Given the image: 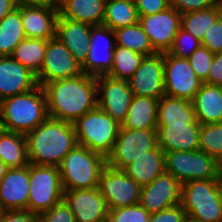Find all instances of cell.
Masks as SVG:
<instances>
[{
  "instance_id": "cell-1",
  "label": "cell",
  "mask_w": 222,
  "mask_h": 222,
  "mask_svg": "<svg viewBox=\"0 0 222 222\" xmlns=\"http://www.w3.org/2000/svg\"><path fill=\"white\" fill-rule=\"evenodd\" d=\"M42 87L50 118L74 123L97 107V79L94 76L83 73L73 78L46 83Z\"/></svg>"
},
{
  "instance_id": "cell-2",
  "label": "cell",
  "mask_w": 222,
  "mask_h": 222,
  "mask_svg": "<svg viewBox=\"0 0 222 222\" xmlns=\"http://www.w3.org/2000/svg\"><path fill=\"white\" fill-rule=\"evenodd\" d=\"M29 163L59 167L63 158L78 145L73 123L48 117L26 134Z\"/></svg>"
},
{
  "instance_id": "cell-3",
  "label": "cell",
  "mask_w": 222,
  "mask_h": 222,
  "mask_svg": "<svg viewBox=\"0 0 222 222\" xmlns=\"http://www.w3.org/2000/svg\"><path fill=\"white\" fill-rule=\"evenodd\" d=\"M0 113L6 131L27 134L49 116L42 86L0 101Z\"/></svg>"
},
{
  "instance_id": "cell-4",
  "label": "cell",
  "mask_w": 222,
  "mask_h": 222,
  "mask_svg": "<svg viewBox=\"0 0 222 222\" xmlns=\"http://www.w3.org/2000/svg\"><path fill=\"white\" fill-rule=\"evenodd\" d=\"M106 165L105 156L76 145L58 167L64 191L98 187L100 174Z\"/></svg>"
},
{
  "instance_id": "cell-5",
  "label": "cell",
  "mask_w": 222,
  "mask_h": 222,
  "mask_svg": "<svg viewBox=\"0 0 222 222\" xmlns=\"http://www.w3.org/2000/svg\"><path fill=\"white\" fill-rule=\"evenodd\" d=\"M181 206L187 217L201 222H222V193L218 179L181 184Z\"/></svg>"
},
{
  "instance_id": "cell-6",
  "label": "cell",
  "mask_w": 222,
  "mask_h": 222,
  "mask_svg": "<svg viewBox=\"0 0 222 222\" xmlns=\"http://www.w3.org/2000/svg\"><path fill=\"white\" fill-rule=\"evenodd\" d=\"M120 126L98 106L73 123L78 144L106 158L113 149Z\"/></svg>"
},
{
  "instance_id": "cell-7",
  "label": "cell",
  "mask_w": 222,
  "mask_h": 222,
  "mask_svg": "<svg viewBox=\"0 0 222 222\" xmlns=\"http://www.w3.org/2000/svg\"><path fill=\"white\" fill-rule=\"evenodd\" d=\"M220 164L214 157L199 150L165 152V171L183 184L194 180L218 179Z\"/></svg>"
},
{
  "instance_id": "cell-8",
  "label": "cell",
  "mask_w": 222,
  "mask_h": 222,
  "mask_svg": "<svg viewBox=\"0 0 222 222\" xmlns=\"http://www.w3.org/2000/svg\"><path fill=\"white\" fill-rule=\"evenodd\" d=\"M64 189L58 167L30 163L28 210L39 215L63 200Z\"/></svg>"
},
{
  "instance_id": "cell-9",
  "label": "cell",
  "mask_w": 222,
  "mask_h": 222,
  "mask_svg": "<svg viewBox=\"0 0 222 222\" xmlns=\"http://www.w3.org/2000/svg\"><path fill=\"white\" fill-rule=\"evenodd\" d=\"M157 145V129H127L120 126L113 149L106 158L107 165L123 170Z\"/></svg>"
},
{
  "instance_id": "cell-10",
  "label": "cell",
  "mask_w": 222,
  "mask_h": 222,
  "mask_svg": "<svg viewBox=\"0 0 222 222\" xmlns=\"http://www.w3.org/2000/svg\"><path fill=\"white\" fill-rule=\"evenodd\" d=\"M141 186L123 170L106 165L100 174L98 190L105 198L108 211L138 204Z\"/></svg>"
},
{
  "instance_id": "cell-11",
  "label": "cell",
  "mask_w": 222,
  "mask_h": 222,
  "mask_svg": "<svg viewBox=\"0 0 222 222\" xmlns=\"http://www.w3.org/2000/svg\"><path fill=\"white\" fill-rule=\"evenodd\" d=\"M83 74L82 67L67 47L55 36L47 40L44 60L36 75L37 84L43 86L60 79Z\"/></svg>"
},
{
  "instance_id": "cell-12",
  "label": "cell",
  "mask_w": 222,
  "mask_h": 222,
  "mask_svg": "<svg viewBox=\"0 0 222 222\" xmlns=\"http://www.w3.org/2000/svg\"><path fill=\"white\" fill-rule=\"evenodd\" d=\"M165 95L192 101L203 84L188 59L164 52Z\"/></svg>"
},
{
  "instance_id": "cell-13",
  "label": "cell",
  "mask_w": 222,
  "mask_h": 222,
  "mask_svg": "<svg viewBox=\"0 0 222 222\" xmlns=\"http://www.w3.org/2000/svg\"><path fill=\"white\" fill-rule=\"evenodd\" d=\"M115 45L112 29L103 24L92 26L86 60L81 65L83 73L94 77L107 75L112 69Z\"/></svg>"
},
{
  "instance_id": "cell-14",
  "label": "cell",
  "mask_w": 222,
  "mask_h": 222,
  "mask_svg": "<svg viewBox=\"0 0 222 222\" xmlns=\"http://www.w3.org/2000/svg\"><path fill=\"white\" fill-rule=\"evenodd\" d=\"M96 79L97 106L121 125L134 97L128 81L108 75Z\"/></svg>"
},
{
  "instance_id": "cell-15",
  "label": "cell",
  "mask_w": 222,
  "mask_h": 222,
  "mask_svg": "<svg viewBox=\"0 0 222 222\" xmlns=\"http://www.w3.org/2000/svg\"><path fill=\"white\" fill-rule=\"evenodd\" d=\"M134 96L160 99L165 95L164 53L144 56L128 80Z\"/></svg>"
},
{
  "instance_id": "cell-16",
  "label": "cell",
  "mask_w": 222,
  "mask_h": 222,
  "mask_svg": "<svg viewBox=\"0 0 222 222\" xmlns=\"http://www.w3.org/2000/svg\"><path fill=\"white\" fill-rule=\"evenodd\" d=\"M139 24L158 53L168 52L181 27V14L172 6L162 12L139 16Z\"/></svg>"
},
{
  "instance_id": "cell-17",
  "label": "cell",
  "mask_w": 222,
  "mask_h": 222,
  "mask_svg": "<svg viewBox=\"0 0 222 222\" xmlns=\"http://www.w3.org/2000/svg\"><path fill=\"white\" fill-rule=\"evenodd\" d=\"M139 204L150 214L181 204V183L164 171L150 184L142 186Z\"/></svg>"
},
{
  "instance_id": "cell-18",
  "label": "cell",
  "mask_w": 222,
  "mask_h": 222,
  "mask_svg": "<svg viewBox=\"0 0 222 222\" xmlns=\"http://www.w3.org/2000/svg\"><path fill=\"white\" fill-rule=\"evenodd\" d=\"M63 200L76 222H107L108 207L98 187L64 191Z\"/></svg>"
},
{
  "instance_id": "cell-19",
  "label": "cell",
  "mask_w": 222,
  "mask_h": 222,
  "mask_svg": "<svg viewBox=\"0 0 222 222\" xmlns=\"http://www.w3.org/2000/svg\"><path fill=\"white\" fill-rule=\"evenodd\" d=\"M30 164L9 168L0 180V201L5 210H28Z\"/></svg>"
},
{
  "instance_id": "cell-20",
  "label": "cell",
  "mask_w": 222,
  "mask_h": 222,
  "mask_svg": "<svg viewBox=\"0 0 222 222\" xmlns=\"http://www.w3.org/2000/svg\"><path fill=\"white\" fill-rule=\"evenodd\" d=\"M36 75L12 56H0V101L37 86Z\"/></svg>"
},
{
  "instance_id": "cell-21",
  "label": "cell",
  "mask_w": 222,
  "mask_h": 222,
  "mask_svg": "<svg viewBox=\"0 0 222 222\" xmlns=\"http://www.w3.org/2000/svg\"><path fill=\"white\" fill-rule=\"evenodd\" d=\"M58 6H21L26 38L49 40L55 37Z\"/></svg>"
},
{
  "instance_id": "cell-22",
  "label": "cell",
  "mask_w": 222,
  "mask_h": 222,
  "mask_svg": "<svg viewBox=\"0 0 222 222\" xmlns=\"http://www.w3.org/2000/svg\"><path fill=\"white\" fill-rule=\"evenodd\" d=\"M201 124L157 125L158 146L164 152L199 150Z\"/></svg>"
},
{
  "instance_id": "cell-23",
  "label": "cell",
  "mask_w": 222,
  "mask_h": 222,
  "mask_svg": "<svg viewBox=\"0 0 222 222\" xmlns=\"http://www.w3.org/2000/svg\"><path fill=\"white\" fill-rule=\"evenodd\" d=\"M93 25L58 17L55 36L82 65L86 60Z\"/></svg>"
},
{
  "instance_id": "cell-24",
  "label": "cell",
  "mask_w": 222,
  "mask_h": 222,
  "mask_svg": "<svg viewBox=\"0 0 222 222\" xmlns=\"http://www.w3.org/2000/svg\"><path fill=\"white\" fill-rule=\"evenodd\" d=\"M192 103L200 124L222 122V86L203 82Z\"/></svg>"
},
{
  "instance_id": "cell-25",
  "label": "cell",
  "mask_w": 222,
  "mask_h": 222,
  "mask_svg": "<svg viewBox=\"0 0 222 222\" xmlns=\"http://www.w3.org/2000/svg\"><path fill=\"white\" fill-rule=\"evenodd\" d=\"M123 171L141 187L148 185L165 171V152L157 145L126 166Z\"/></svg>"
},
{
  "instance_id": "cell-26",
  "label": "cell",
  "mask_w": 222,
  "mask_h": 222,
  "mask_svg": "<svg viewBox=\"0 0 222 222\" xmlns=\"http://www.w3.org/2000/svg\"><path fill=\"white\" fill-rule=\"evenodd\" d=\"M107 0H59L58 17L102 25Z\"/></svg>"
},
{
  "instance_id": "cell-27",
  "label": "cell",
  "mask_w": 222,
  "mask_h": 222,
  "mask_svg": "<svg viewBox=\"0 0 222 222\" xmlns=\"http://www.w3.org/2000/svg\"><path fill=\"white\" fill-rule=\"evenodd\" d=\"M157 125L200 124L196 119L192 101L168 95L157 104Z\"/></svg>"
},
{
  "instance_id": "cell-28",
  "label": "cell",
  "mask_w": 222,
  "mask_h": 222,
  "mask_svg": "<svg viewBox=\"0 0 222 222\" xmlns=\"http://www.w3.org/2000/svg\"><path fill=\"white\" fill-rule=\"evenodd\" d=\"M158 99L134 96L121 127L127 129H157Z\"/></svg>"
},
{
  "instance_id": "cell-29",
  "label": "cell",
  "mask_w": 222,
  "mask_h": 222,
  "mask_svg": "<svg viewBox=\"0 0 222 222\" xmlns=\"http://www.w3.org/2000/svg\"><path fill=\"white\" fill-rule=\"evenodd\" d=\"M0 160L9 168L28 166L26 135L4 130L0 134Z\"/></svg>"
},
{
  "instance_id": "cell-30",
  "label": "cell",
  "mask_w": 222,
  "mask_h": 222,
  "mask_svg": "<svg viewBox=\"0 0 222 222\" xmlns=\"http://www.w3.org/2000/svg\"><path fill=\"white\" fill-rule=\"evenodd\" d=\"M25 38L21 6H18L0 20V56H11L17 45Z\"/></svg>"
},
{
  "instance_id": "cell-31",
  "label": "cell",
  "mask_w": 222,
  "mask_h": 222,
  "mask_svg": "<svg viewBox=\"0 0 222 222\" xmlns=\"http://www.w3.org/2000/svg\"><path fill=\"white\" fill-rule=\"evenodd\" d=\"M221 15L222 0L211 8L181 14V27L202 41L207 30Z\"/></svg>"
},
{
  "instance_id": "cell-32",
  "label": "cell",
  "mask_w": 222,
  "mask_h": 222,
  "mask_svg": "<svg viewBox=\"0 0 222 222\" xmlns=\"http://www.w3.org/2000/svg\"><path fill=\"white\" fill-rule=\"evenodd\" d=\"M47 40L45 39H23L12 53V57L37 75L44 60Z\"/></svg>"
},
{
  "instance_id": "cell-33",
  "label": "cell",
  "mask_w": 222,
  "mask_h": 222,
  "mask_svg": "<svg viewBox=\"0 0 222 222\" xmlns=\"http://www.w3.org/2000/svg\"><path fill=\"white\" fill-rule=\"evenodd\" d=\"M116 45L128 48L132 51L151 56L158 53L150 42L149 37L143 31L139 23L113 30Z\"/></svg>"
},
{
  "instance_id": "cell-34",
  "label": "cell",
  "mask_w": 222,
  "mask_h": 222,
  "mask_svg": "<svg viewBox=\"0 0 222 222\" xmlns=\"http://www.w3.org/2000/svg\"><path fill=\"white\" fill-rule=\"evenodd\" d=\"M139 23V14L135 4L122 0H107L103 25L115 30Z\"/></svg>"
},
{
  "instance_id": "cell-35",
  "label": "cell",
  "mask_w": 222,
  "mask_h": 222,
  "mask_svg": "<svg viewBox=\"0 0 222 222\" xmlns=\"http://www.w3.org/2000/svg\"><path fill=\"white\" fill-rule=\"evenodd\" d=\"M143 58L144 56L140 53L115 45L112 69L107 75L128 81L138 69Z\"/></svg>"
},
{
  "instance_id": "cell-36",
  "label": "cell",
  "mask_w": 222,
  "mask_h": 222,
  "mask_svg": "<svg viewBox=\"0 0 222 222\" xmlns=\"http://www.w3.org/2000/svg\"><path fill=\"white\" fill-rule=\"evenodd\" d=\"M199 149L222 164V122L201 124Z\"/></svg>"
},
{
  "instance_id": "cell-37",
  "label": "cell",
  "mask_w": 222,
  "mask_h": 222,
  "mask_svg": "<svg viewBox=\"0 0 222 222\" xmlns=\"http://www.w3.org/2000/svg\"><path fill=\"white\" fill-rule=\"evenodd\" d=\"M151 214L139 203L108 211L107 222H150Z\"/></svg>"
},
{
  "instance_id": "cell-38",
  "label": "cell",
  "mask_w": 222,
  "mask_h": 222,
  "mask_svg": "<svg viewBox=\"0 0 222 222\" xmlns=\"http://www.w3.org/2000/svg\"><path fill=\"white\" fill-rule=\"evenodd\" d=\"M201 46L202 42L199 39L180 27L168 53L188 59L190 55Z\"/></svg>"
},
{
  "instance_id": "cell-39",
  "label": "cell",
  "mask_w": 222,
  "mask_h": 222,
  "mask_svg": "<svg viewBox=\"0 0 222 222\" xmlns=\"http://www.w3.org/2000/svg\"><path fill=\"white\" fill-rule=\"evenodd\" d=\"M214 59V53H212L206 47H199L188 58L190 65L197 77L208 83V72Z\"/></svg>"
},
{
  "instance_id": "cell-40",
  "label": "cell",
  "mask_w": 222,
  "mask_h": 222,
  "mask_svg": "<svg viewBox=\"0 0 222 222\" xmlns=\"http://www.w3.org/2000/svg\"><path fill=\"white\" fill-rule=\"evenodd\" d=\"M38 222H76L64 200L38 215Z\"/></svg>"
},
{
  "instance_id": "cell-41",
  "label": "cell",
  "mask_w": 222,
  "mask_h": 222,
  "mask_svg": "<svg viewBox=\"0 0 222 222\" xmlns=\"http://www.w3.org/2000/svg\"><path fill=\"white\" fill-rule=\"evenodd\" d=\"M201 42L214 54L222 52V15L207 30Z\"/></svg>"
},
{
  "instance_id": "cell-42",
  "label": "cell",
  "mask_w": 222,
  "mask_h": 222,
  "mask_svg": "<svg viewBox=\"0 0 222 222\" xmlns=\"http://www.w3.org/2000/svg\"><path fill=\"white\" fill-rule=\"evenodd\" d=\"M221 0H171V6L180 14L216 6Z\"/></svg>"
},
{
  "instance_id": "cell-43",
  "label": "cell",
  "mask_w": 222,
  "mask_h": 222,
  "mask_svg": "<svg viewBox=\"0 0 222 222\" xmlns=\"http://www.w3.org/2000/svg\"><path fill=\"white\" fill-rule=\"evenodd\" d=\"M187 213L181 204L151 214L150 222H185Z\"/></svg>"
},
{
  "instance_id": "cell-44",
  "label": "cell",
  "mask_w": 222,
  "mask_h": 222,
  "mask_svg": "<svg viewBox=\"0 0 222 222\" xmlns=\"http://www.w3.org/2000/svg\"><path fill=\"white\" fill-rule=\"evenodd\" d=\"M139 16L162 12L171 6V0H137L135 3Z\"/></svg>"
},
{
  "instance_id": "cell-45",
  "label": "cell",
  "mask_w": 222,
  "mask_h": 222,
  "mask_svg": "<svg viewBox=\"0 0 222 222\" xmlns=\"http://www.w3.org/2000/svg\"><path fill=\"white\" fill-rule=\"evenodd\" d=\"M0 222H38V215L29 210H5Z\"/></svg>"
},
{
  "instance_id": "cell-46",
  "label": "cell",
  "mask_w": 222,
  "mask_h": 222,
  "mask_svg": "<svg viewBox=\"0 0 222 222\" xmlns=\"http://www.w3.org/2000/svg\"><path fill=\"white\" fill-rule=\"evenodd\" d=\"M208 83L222 86V52L214 54V59L208 72Z\"/></svg>"
},
{
  "instance_id": "cell-47",
  "label": "cell",
  "mask_w": 222,
  "mask_h": 222,
  "mask_svg": "<svg viewBox=\"0 0 222 222\" xmlns=\"http://www.w3.org/2000/svg\"><path fill=\"white\" fill-rule=\"evenodd\" d=\"M17 6H58L59 0H15Z\"/></svg>"
},
{
  "instance_id": "cell-48",
  "label": "cell",
  "mask_w": 222,
  "mask_h": 222,
  "mask_svg": "<svg viewBox=\"0 0 222 222\" xmlns=\"http://www.w3.org/2000/svg\"><path fill=\"white\" fill-rule=\"evenodd\" d=\"M17 7L15 0H0V20Z\"/></svg>"
},
{
  "instance_id": "cell-49",
  "label": "cell",
  "mask_w": 222,
  "mask_h": 222,
  "mask_svg": "<svg viewBox=\"0 0 222 222\" xmlns=\"http://www.w3.org/2000/svg\"><path fill=\"white\" fill-rule=\"evenodd\" d=\"M8 170L9 167L0 160V180L3 178V176L7 173Z\"/></svg>"
},
{
  "instance_id": "cell-50",
  "label": "cell",
  "mask_w": 222,
  "mask_h": 222,
  "mask_svg": "<svg viewBox=\"0 0 222 222\" xmlns=\"http://www.w3.org/2000/svg\"><path fill=\"white\" fill-rule=\"evenodd\" d=\"M218 181H219L220 188H221V193H222V166H221L220 171H219Z\"/></svg>"
},
{
  "instance_id": "cell-51",
  "label": "cell",
  "mask_w": 222,
  "mask_h": 222,
  "mask_svg": "<svg viewBox=\"0 0 222 222\" xmlns=\"http://www.w3.org/2000/svg\"><path fill=\"white\" fill-rule=\"evenodd\" d=\"M4 126H3V122H2V118H1V113H0V134L4 131Z\"/></svg>"
},
{
  "instance_id": "cell-52",
  "label": "cell",
  "mask_w": 222,
  "mask_h": 222,
  "mask_svg": "<svg viewBox=\"0 0 222 222\" xmlns=\"http://www.w3.org/2000/svg\"><path fill=\"white\" fill-rule=\"evenodd\" d=\"M185 222H201V221L195 220V219H193L191 217H187Z\"/></svg>"
},
{
  "instance_id": "cell-53",
  "label": "cell",
  "mask_w": 222,
  "mask_h": 222,
  "mask_svg": "<svg viewBox=\"0 0 222 222\" xmlns=\"http://www.w3.org/2000/svg\"><path fill=\"white\" fill-rule=\"evenodd\" d=\"M5 212V209L3 208L1 201H0V216Z\"/></svg>"
},
{
  "instance_id": "cell-54",
  "label": "cell",
  "mask_w": 222,
  "mask_h": 222,
  "mask_svg": "<svg viewBox=\"0 0 222 222\" xmlns=\"http://www.w3.org/2000/svg\"><path fill=\"white\" fill-rule=\"evenodd\" d=\"M122 1H125V2H129V3L135 4L137 0H122Z\"/></svg>"
}]
</instances>
